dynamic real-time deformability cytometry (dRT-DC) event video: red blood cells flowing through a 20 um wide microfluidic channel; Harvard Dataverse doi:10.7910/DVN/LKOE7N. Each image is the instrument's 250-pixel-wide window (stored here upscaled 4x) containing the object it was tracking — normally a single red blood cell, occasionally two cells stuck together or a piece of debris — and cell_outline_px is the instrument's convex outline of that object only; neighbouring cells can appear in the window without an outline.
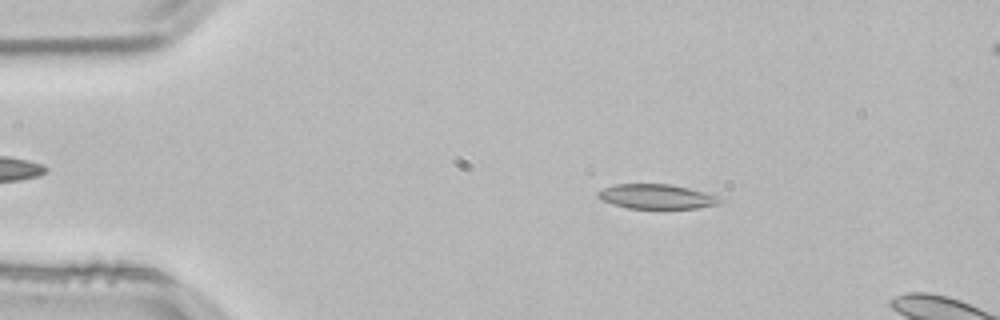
{"species": "common noctule bat (a hibernating species)", "species_latin": "Nyctalus noctula", "temperature_condition": "room temperature", "stored_images_in_passage": 13, "camera_frame_rate_fps": 3000, "um_per_image_px": 0.085, "animal": {"sex": "male", "body_mass_g": 21.5, "forearm_length_mm": 52.0}, "frame": {"image": 1, "passage_image": 8, "time_ms": 2.333, "image_size_px": [1000, 320], "cell_outline_px": [[720, 204], [696, 208], [628, 208], [612, 204], [596, 196], [596, 192], [604, 188], [616, 184], [672, 184], [720, 196]], "centroid_in_image_um": [55.81, 16.7], "position_along_channel_um": 29.2, "area_um2": 17.4}}